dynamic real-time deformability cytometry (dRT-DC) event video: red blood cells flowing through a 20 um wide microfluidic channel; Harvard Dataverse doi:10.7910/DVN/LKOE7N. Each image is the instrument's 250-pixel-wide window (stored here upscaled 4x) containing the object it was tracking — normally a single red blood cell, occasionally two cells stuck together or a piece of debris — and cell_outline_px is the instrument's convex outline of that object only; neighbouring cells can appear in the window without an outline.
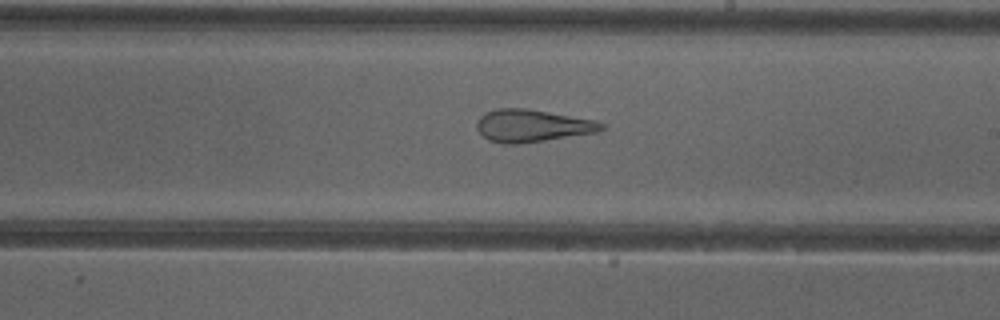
{"species": "common noctule bat (a hibernating species)", "species_latin": "Nyctalus noctula", "temperature_condition": "cold", "stored_images_in_passage": 50, "camera_frame_rate_fps": 3000, "um_per_image_px": 0.085, "animal": {"sex": "female"}, "frame": {"image": 1, "passage_image": 29, "time_ms": 9.333, "image_size_px": [1000, 320], "cell_outline_px": [[604, 128], [596, 132], [544, 140], [516, 144], [504, 144], [488, 140], [476, 128], [476, 120], [484, 112], [496, 108], [524, 108], [596, 120], [604, 124]], "centroid_in_image_um": [45.18, 10.68], "position_along_channel_um": 243.8, "area_um2": 23.41}, "authors_computed_cell_mechanics": {"area_um2": 28.5243, "velocity_mm_per_s": 4.006, "shape_relaxation_time_tau1_ms": null, "shape_relaxation_time_tau2_ms": 2.0942, "deformation_change_tau1": null, "deformation_change_tau2": 0.1356}}